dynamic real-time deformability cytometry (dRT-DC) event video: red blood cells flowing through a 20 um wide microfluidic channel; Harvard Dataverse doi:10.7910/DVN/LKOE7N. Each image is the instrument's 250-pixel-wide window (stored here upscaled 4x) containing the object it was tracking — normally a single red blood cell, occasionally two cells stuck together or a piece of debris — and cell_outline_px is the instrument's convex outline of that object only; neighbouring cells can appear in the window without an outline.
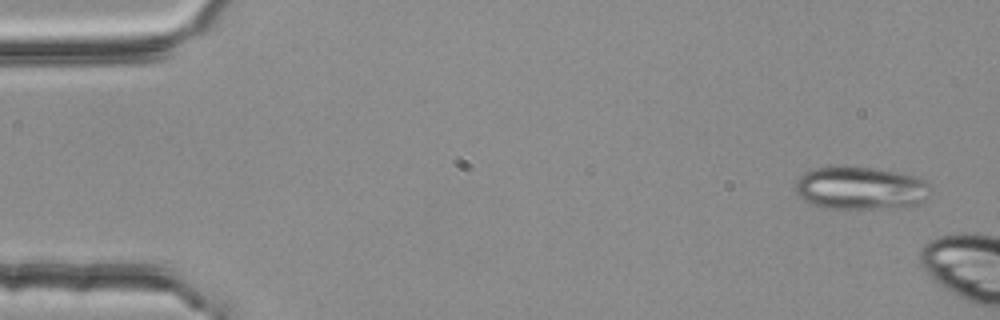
{"species": "common noctule bat (a hibernating species)", "species_latin": "Nyctalus noctula", "temperature_condition": "room temperature", "stored_images_in_passage": 3, "camera_frame_rate_fps": 3000, "um_per_image_px": 0.085, "animal": {"sex": "female", "body_mass_g": 25.1}, "frame": {"image": 1, "passage_image": 1, "time_ms": 0.0, "image_size_px": [1000, 320], "cell_outline_px": [[932, 188], [928, 196], [924, 200], [916, 204], [872, 208], [824, 208], [812, 204], [804, 200], [796, 192], [796, 180], [804, 172], [812, 168], [844, 164], [900, 172], [916, 176], [924, 180]], "centroid_in_image_um": [73.1, 15.94], "position_along_channel_um": 11.9, "area_um2": 34.04}}